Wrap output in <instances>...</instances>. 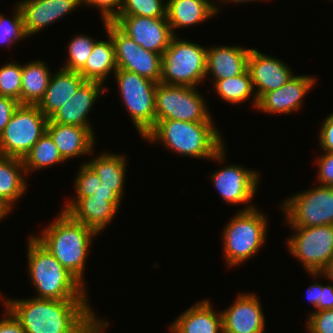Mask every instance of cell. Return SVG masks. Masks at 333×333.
<instances>
[{
	"mask_svg": "<svg viewBox=\"0 0 333 333\" xmlns=\"http://www.w3.org/2000/svg\"><path fill=\"white\" fill-rule=\"evenodd\" d=\"M22 64L9 62L0 67V96L11 97L21 104Z\"/></svg>",
	"mask_w": 333,
	"mask_h": 333,
	"instance_id": "836d02e7",
	"label": "cell"
},
{
	"mask_svg": "<svg viewBox=\"0 0 333 333\" xmlns=\"http://www.w3.org/2000/svg\"><path fill=\"white\" fill-rule=\"evenodd\" d=\"M19 102L11 97L0 96V134L10 121Z\"/></svg>",
	"mask_w": 333,
	"mask_h": 333,
	"instance_id": "b9f144b4",
	"label": "cell"
},
{
	"mask_svg": "<svg viewBox=\"0 0 333 333\" xmlns=\"http://www.w3.org/2000/svg\"><path fill=\"white\" fill-rule=\"evenodd\" d=\"M210 176L214 187L226 204H231V206L246 204L241 211L255 208L254 204L250 203L258 190L260 182L258 171L230 164L212 172Z\"/></svg>",
	"mask_w": 333,
	"mask_h": 333,
	"instance_id": "5bb4252c",
	"label": "cell"
},
{
	"mask_svg": "<svg viewBox=\"0 0 333 333\" xmlns=\"http://www.w3.org/2000/svg\"><path fill=\"white\" fill-rule=\"evenodd\" d=\"M316 81L315 76L294 75L281 88L263 94L258 99L255 110L273 115L299 111L302 107L303 98L313 89Z\"/></svg>",
	"mask_w": 333,
	"mask_h": 333,
	"instance_id": "e0dca14e",
	"label": "cell"
},
{
	"mask_svg": "<svg viewBox=\"0 0 333 333\" xmlns=\"http://www.w3.org/2000/svg\"><path fill=\"white\" fill-rule=\"evenodd\" d=\"M94 192L91 196L68 200L62 210L100 234L118 214L122 199L113 190L101 185L99 178Z\"/></svg>",
	"mask_w": 333,
	"mask_h": 333,
	"instance_id": "4fadbf2b",
	"label": "cell"
},
{
	"mask_svg": "<svg viewBox=\"0 0 333 333\" xmlns=\"http://www.w3.org/2000/svg\"><path fill=\"white\" fill-rule=\"evenodd\" d=\"M198 92L196 87L157 83L156 120L214 122L204 96Z\"/></svg>",
	"mask_w": 333,
	"mask_h": 333,
	"instance_id": "30bf717a",
	"label": "cell"
},
{
	"mask_svg": "<svg viewBox=\"0 0 333 333\" xmlns=\"http://www.w3.org/2000/svg\"><path fill=\"white\" fill-rule=\"evenodd\" d=\"M26 175L22 159L0 155V202L10 213L26 193Z\"/></svg>",
	"mask_w": 333,
	"mask_h": 333,
	"instance_id": "d4e9b609",
	"label": "cell"
},
{
	"mask_svg": "<svg viewBox=\"0 0 333 333\" xmlns=\"http://www.w3.org/2000/svg\"><path fill=\"white\" fill-rule=\"evenodd\" d=\"M288 252L302 263L308 273H322L333 260V225L290 227Z\"/></svg>",
	"mask_w": 333,
	"mask_h": 333,
	"instance_id": "8fae6325",
	"label": "cell"
},
{
	"mask_svg": "<svg viewBox=\"0 0 333 333\" xmlns=\"http://www.w3.org/2000/svg\"><path fill=\"white\" fill-rule=\"evenodd\" d=\"M46 132L66 162L71 158L93 154L96 137L88 128L48 122Z\"/></svg>",
	"mask_w": 333,
	"mask_h": 333,
	"instance_id": "ffe728a7",
	"label": "cell"
},
{
	"mask_svg": "<svg viewBox=\"0 0 333 333\" xmlns=\"http://www.w3.org/2000/svg\"><path fill=\"white\" fill-rule=\"evenodd\" d=\"M105 33L112 38L118 69L134 72L159 83L162 55L148 51L123 33L113 22L103 21Z\"/></svg>",
	"mask_w": 333,
	"mask_h": 333,
	"instance_id": "7c38bea8",
	"label": "cell"
},
{
	"mask_svg": "<svg viewBox=\"0 0 333 333\" xmlns=\"http://www.w3.org/2000/svg\"><path fill=\"white\" fill-rule=\"evenodd\" d=\"M20 8L24 29L28 37L51 24L50 0H21Z\"/></svg>",
	"mask_w": 333,
	"mask_h": 333,
	"instance_id": "4dcf8cb0",
	"label": "cell"
},
{
	"mask_svg": "<svg viewBox=\"0 0 333 333\" xmlns=\"http://www.w3.org/2000/svg\"><path fill=\"white\" fill-rule=\"evenodd\" d=\"M316 282V283H315ZM313 284H311L307 291V299L310 301V303L314 306L316 310L313 311H318V300H319V295H320V281H315Z\"/></svg>",
	"mask_w": 333,
	"mask_h": 333,
	"instance_id": "f6af8a7d",
	"label": "cell"
},
{
	"mask_svg": "<svg viewBox=\"0 0 333 333\" xmlns=\"http://www.w3.org/2000/svg\"><path fill=\"white\" fill-rule=\"evenodd\" d=\"M123 0H81V5L96 7L103 21L112 22L120 13Z\"/></svg>",
	"mask_w": 333,
	"mask_h": 333,
	"instance_id": "74e56055",
	"label": "cell"
},
{
	"mask_svg": "<svg viewBox=\"0 0 333 333\" xmlns=\"http://www.w3.org/2000/svg\"><path fill=\"white\" fill-rule=\"evenodd\" d=\"M250 50L234 45L207 48L206 77L212 74L210 80L215 81L244 73L248 69Z\"/></svg>",
	"mask_w": 333,
	"mask_h": 333,
	"instance_id": "44dd1931",
	"label": "cell"
},
{
	"mask_svg": "<svg viewBox=\"0 0 333 333\" xmlns=\"http://www.w3.org/2000/svg\"><path fill=\"white\" fill-rule=\"evenodd\" d=\"M314 279L318 278V277H322L323 275V279L327 278V280H330L331 282H333V260L329 263V265L327 266V268L322 272V273H309Z\"/></svg>",
	"mask_w": 333,
	"mask_h": 333,
	"instance_id": "bcb514c9",
	"label": "cell"
},
{
	"mask_svg": "<svg viewBox=\"0 0 333 333\" xmlns=\"http://www.w3.org/2000/svg\"><path fill=\"white\" fill-rule=\"evenodd\" d=\"M79 6H82L81 0H50L51 24Z\"/></svg>",
	"mask_w": 333,
	"mask_h": 333,
	"instance_id": "ab89813d",
	"label": "cell"
},
{
	"mask_svg": "<svg viewBox=\"0 0 333 333\" xmlns=\"http://www.w3.org/2000/svg\"><path fill=\"white\" fill-rule=\"evenodd\" d=\"M223 228V256L228 267H236L255 256L266 243L268 218L256 207L239 210ZM251 257V258H250Z\"/></svg>",
	"mask_w": 333,
	"mask_h": 333,
	"instance_id": "5b68a950",
	"label": "cell"
},
{
	"mask_svg": "<svg viewBox=\"0 0 333 333\" xmlns=\"http://www.w3.org/2000/svg\"><path fill=\"white\" fill-rule=\"evenodd\" d=\"M112 22L142 48L160 55L174 37L167 18L117 16Z\"/></svg>",
	"mask_w": 333,
	"mask_h": 333,
	"instance_id": "9a60e30c",
	"label": "cell"
},
{
	"mask_svg": "<svg viewBox=\"0 0 333 333\" xmlns=\"http://www.w3.org/2000/svg\"><path fill=\"white\" fill-rule=\"evenodd\" d=\"M333 309V285L320 284V295L318 300V311Z\"/></svg>",
	"mask_w": 333,
	"mask_h": 333,
	"instance_id": "ee69618b",
	"label": "cell"
},
{
	"mask_svg": "<svg viewBox=\"0 0 333 333\" xmlns=\"http://www.w3.org/2000/svg\"><path fill=\"white\" fill-rule=\"evenodd\" d=\"M22 160L27 174L65 162L53 139L47 132L37 141Z\"/></svg>",
	"mask_w": 333,
	"mask_h": 333,
	"instance_id": "f546056e",
	"label": "cell"
},
{
	"mask_svg": "<svg viewBox=\"0 0 333 333\" xmlns=\"http://www.w3.org/2000/svg\"><path fill=\"white\" fill-rule=\"evenodd\" d=\"M48 120L37 105L19 104L0 134V155L23 159L46 133Z\"/></svg>",
	"mask_w": 333,
	"mask_h": 333,
	"instance_id": "ba28073f",
	"label": "cell"
},
{
	"mask_svg": "<svg viewBox=\"0 0 333 333\" xmlns=\"http://www.w3.org/2000/svg\"><path fill=\"white\" fill-rule=\"evenodd\" d=\"M213 83V89L223 101L237 105L244 103L253 96L252 104L254 109L256 108L258 99L254 93L255 91L248 69L238 76L215 80Z\"/></svg>",
	"mask_w": 333,
	"mask_h": 333,
	"instance_id": "f1b7e54d",
	"label": "cell"
},
{
	"mask_svg": "<svg viewBox=\"0 0 333 333\" xmlns=\"http://www.w3.org/2000/svg\"><path fill=\"white\" fill-rule=\"evenodd\" d=\"M207 48L174 36L162 54L160 83L197 87L206 78Z\"/></svg>",
	"mask_w": 333,
	"mask_h": 333,
	"instance_id": "8992f818",
	"label": "cell"
},
{
	"mask_svg": "<svg viewBox=\"0 0 333 333\" xmlns=\"http://www.w3.org/2000/svg\"><path fill=\"white\" fill-rule=\"evenodd\" d=\"M218 1H220V3H224L225 4V2L226 3H230V2H233V3H236V5L237 4H243V3H246V2H250L251 3V1L253 2H256V1H260V0H218ZM263 2H264V0H262ZM265 1H268V0H265Z\"/></svg>",
	"mask_w": 333,
	"mask_h": 333,
	"instance_id": "c3c4849f",
	"label": "cell"
},
{
	"mask_svg": "<svg viewBox=\"0 0 333 333\" xmlns=\"http://www.w3.org/2000/svg\"><path fill=\"white\" fill-rule=\"evenodd\" d=\"M96 41L93 37L83 33L72 37L67 45L68 57L66 64L62 68L79 72L84 67Z\"/></svg>",
	"mask_w": 333,
	"mask_h": 333,
	"instance_id": "1f68e13d",
	"label": "cell"
},
{
	"mask_svg": "<svg viewBox=\"0 0 333 333\" xmlns=\"http://www.w3.org/2000/svg\"><path fill=\"white\" fill-rule=\"evenodd\" d=\"M103 86L101 83L85 81L64 106L49 118L48 122L85 127L94 134L88 114L92 111L98 97L100 98V95L107 90Z\"/></svg>",
	"mask_w": 333,
	"mask_h": 333,
	"instance_id": "d6986e66",
	"label": "cell"
},
{
	"mask_svg": "<svg viewBox=\"0 0 333 333\" xmlns=\"http://www.w3.org/2000/svg\"><path fill=\"white\" fill-rule=\"evenodd\" d=\"M58 215L54 222L42 229L41 235L34 237L86 288L85 263L93 237L98 233L63 210Z\"/></svg>",
	"mask_w": 333,
	"mask_h": 333,
	"instance_id": "3957f363",
	"label": "cell"
},
{
	"mask_svg": "<svg viewBox=\"0 0 333 333\" xmlns=\"http://www.w3.org/2000/svg\"><path fill=\"white\" fill-rule=\"evenodd\" d=\"M28 275L36 288V298L44 299H87V288L70 273L31 235L27 241Z\"/></svg>",
	"mask_w": 333,
	"mask_h": 333,
	"instance_id": "277c9868",
	"label": "cell"
},
{
	"mask_svg": "<svg viewBox=\"0 0 333 333\" xmlns=\"http://www.w3.org/2000/svg\"><path fill=\"white\" fill-rule=\"evenodd\" d=\"M307 320V332L333 333V309L312 311Z\"/></svg>",
	"mask_w": 333,
	"mask_h": 333,
	"instance_id": "8d00e7d4",
	"label": "cell"
},
{
	"mask_svg": "<svg viewBox=\"0 0 333 333\" xmlns=\"http://www.w3.org/2000/svg\"><path fill=\"white\" fill-rule=\"evenodd\" d=\"M321 154L316 159L318 166V174L316 177L320 185H327L333 187V152H326Z\"/></svg>",
	"mask_w": 333,
	"mask_h": 333,
	"instance_id": "f35d334b",
	"label": "cell"
},
{
	"mask_svg": "<svg viewBox=\"0 0 333 333\" xmlns=\"http://www.w3.org/2000/svg\"><path fill=\"white\" fill-rule=\"evenodd\" d=\"M119 95L136 130L144 136L155 126V89L157 82L134 72L117 69L114 73Z\"/></svg>",
	"mask_w": 333,
	"mask_h": 333,
	"instance_id": "52a82bcc",
	"label": "cell"
},
{
	"mask_svg": "<svg viewBox=\"0 0 333 333\" xmlns=\"http://www.w3.org/2000/svg\"><path fill=\"white\" fill-rule=\"evenodd\" d=\"M286 199L279 205L290 227L333 225L332 186L318 184Z\"/></svg>",
	"mask_w": 333,
	"mask_h": 333,
	"instance_id": "9c48e42d",
	"label": "cell"
},
{
	"mask_svg": "<svg viewBox=\"0 0 333 333\" xmlns=\"http://www.w3.org/2000/svg\"><path fill=\"white\" fill-rule=\"evenodd\" d=\"M4 298L26 333H94L103 321L88 299Z\"/></svg>",
	"mask_w": 333,
	"mask_h": 333,
	"instance_id": "6da1fadb",
	"label": "cell"
},
{
	"mask_svg": "<svg viewBox=\"0 0 333 333\" xmlns=\"http://www.w3.org/2000/svg\"><path fill=\"white\" fill-rule=\"evenodd\" d=\"M319 132V147L322 151L333 152V112L323 120Z\"/></svg>",
	"mask_w": 333,
	"mask_h": 333,
	"instance_id": "60d3db41",
	"label": "cell"
},
{
	"mask_svg": "<svg viewBox=\"0 0 333 333\" xmlns=\"http://www.w3.org/2000/svg\"><path fill=\"white\" fill-rule=\"evenodd\" d=\"M248 71L257 99L267 92L281 88L295 75L285 62L255 48L250 50Z\"/></svg>",
	"mask_w": 333,
	"mask_h": 333,
	"instance_id": "ac0fdd59",
	"label": "cell"
},
{
	"mask_svg": "<svg viewBox=\"0 0 333 333\" xmlns=\"http://www.w3.org/2000/svg\"><path fill=\"white\" fill-rule=\"evenodd\" d=\"M84 82L85 79L80 73L61 67L56 73H52L45 94L37 104L38 108L49 119L64 106Z\"/></svg>",
	"mask_w": 333,
	"mask_h": 333,
	"instance_id": "603a6c76",
	"label": "cell"
},
{
	"mask_svg": "<svg viewBox=\"0 0 333 333\" xmlns=\"http://www.w3.org/2000/svg\"><path fill=\"white\" fill-rule=\"evenodd\" d=\"M6 312L0 320V333H26L17 318L5 307Z\"/></svg>",
	"mask_w": 333,
	"mask_h": 333,
	"instance_id": "7bdbcfd3",
	"label": "cell"
},
{
	"mask_svg": "<svg viewBox=\"0 0 333 333\" xmlns=\"http://www.w3.org/2000/svg\"><path fill=\"white\" fill-rule=\"evenodd\" d=\"M12 18H5V15L0 12V45L10 47L12 44L19 40H25L28 35L24 29L22 14L17 3L15 4V10L13 11Z\"/></svg>",
	"mask_w": 333,
	"mask_h": 333,
	"instance_id": "e575fe53",
	"label": "cell"
},
{
	"mask_svg": "<svg viewBox=\"0 0 333 333\" xmlns=\"http://www.w3.org/2000/svg\"><path fill=\"white\" fill-rule=\"evenodd\" d=\"M126 156L104 152L86 163L94 170L101 185L113 190L121 199L124 196L126 177Z\"/></svg>",
	"mask_w": 333,
	"mask_h": 333,
	"instance_id": "4316f807",
	"label": "cell"
},
{
	"mask_svg": "<svg viewBox=\"0 0 333 333\" xmlns=\"http://www.w3.org/2000/svg\"><path fill=\"white\" fill-rule=\"evenodd\" d=\"M213 123L156 120L143 139L149 144L159 142L178 155L225 162L224 139Z\"/></svg>",
	"mask_w": 333,
	"mask_h": 333,
	"instance_id": "7a4b0ae2",
	"label": "cell"
},
{
	"mask_svg": "<svg viewBox=\"0 0 333 333\" xmlns=\"http://www.w3.org/2000/svg\"><path fill=\"white\" fill-rule=\"evenodd\" d=\"M109 326V322L102 321L96 328L94 333H105V329H107Z\"/></svg>",
	"mask_w": 333,
	"mask_h": 333,
	"instance_id": "7dc6e473",
	"label": "cell"
},
{
	"mask_svg": "<svg viewBox=\"0 0 333 333\" xmlns=\"http://www.w3.org/2000/svg\"><path fill=\"white\" fill-rule=\"evenodd\" d=\"M169 330L172 333H223L222 314L204 299L180 314L169 325Z\"/></svg>",
	"mask_w": 333,
	"mask_h": 333,
	"instance_id": "7402d4cb",
	"label": "cell"
},
{
	"mask_svg": "<svg viewBox=\"0 0 333 333\" xmlns=\"http://www.w3.org/2000/svg\"><path fill=\"white\" fill-rule=\"evenodd\" d=\"M82 165V166H81ZM74 180L75 197L91 196L98 188V176L94 170L83 161Z\"/></svg>",
	"mask_w": 333,
	"mask_h": 333,
	"instance_id": "d590c367",
	"label": "cell"
},
{
	"mask_svg": "<svg viewBox=\"0 0 333 333\" xmlns=\"http://www.w3.org/2000/svg\"><path fill=\"white\" fill-rule=\"evenodd\" d=\"M10 212L4 207V205L0 202V221L3 220V218L7 217Z\"/></svg>",
	"mask_w": 333,
	"mask_h": 333,
	"instance_id": "681fc988",
	"label": "cell"
},
{
	"mask_svg": "<svg viewBox=\"0 0 333 333\" xmlns=\"http://www.w3.org/2000/svg\"><path fill=\"white\" fill-rule=\"evenodd\" d=\"M106 35L108 36L106 41L97 40L95 42L84 67L78 72L85 81L105 85L107 77L118 69L112 38L109 34L106 33Z\"/></svg>",
	"mask_w": 333,
	"mask_h": 333,
	"instance_id": "484cf974",
	"label": "cell"
},
{
	"mask_svg": "<svg viewBox=\"0 0 333 333\" xmlns=\"http://www.w3.org/2000/svg\"><path fill=\"white\" fill-rule=\"evenodd\" d=\"M166 7L164 0H123L118 16L167 18Z\"/></svg>",
	"mask_w": 333,
	"mask_h": 333,
	"instance_id": "d6a6232c",
	"label": "cell"
},
{
	"mask_svg": "<svg viewBox=\"0 0 333 333\" xmlns=\"http://www.w3.org/2000/svg\"><path fill=\"white\" fill-rule=\"evenodd\" d=\"M210 0H167L166 17L174 36L177 28H188L202 23L219 12Z\"/></svg>",
	"mask_w": 333,
	"mask_h": 333,
	"instance_id": "cb8c5ba5",
	"label": "cell"
},
{
	"mask_svg": "<svg viewBox=\"0 0 333 333\" xmlns=\"http://www.w3.org/2000/svg\"><path fill=\"white\" fill-rule=\"evenodd\" d=\"M44 61L22 65L21 104L37 105L43 98L52 73Z\"/></svg>",
	"mask_w": 333,
	"mask_h": 333,
	"instance_id": "83f0119b",
	"label": "cell"
},
{
	"mask_svg": "<svg viewBox=\"0 0 333 333\" xmlns=\"http://www.w3.org/2000/svg\"><path fill=\"white\" fill-rule=\"evenodd\" d=\"M223 333H264L265 316L258 296L239 293L231 306L221 310Z\"/></svg>",
	"mask_w": 333,
	"mask_h": 333,
	"instance_id": "2e32d148",
	"label": "cell"
}]
</instances>
